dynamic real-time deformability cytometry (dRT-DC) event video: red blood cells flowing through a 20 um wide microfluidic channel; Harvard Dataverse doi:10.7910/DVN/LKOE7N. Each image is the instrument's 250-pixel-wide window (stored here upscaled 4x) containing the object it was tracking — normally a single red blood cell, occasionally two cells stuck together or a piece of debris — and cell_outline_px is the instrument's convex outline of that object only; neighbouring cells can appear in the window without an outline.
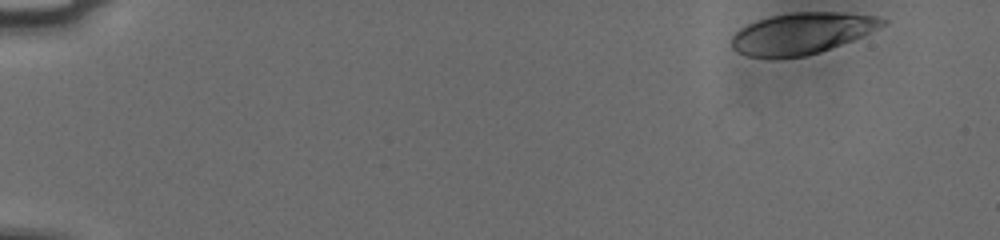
{"species": "human", "species_latin": "Homo sapiens", "temperature_condition": "cold", "stored_images_in_passage": 52, "camera_frame_rate_fps": 3000, "um_per_image_px": 0.085, "donor": {"sex": "male"}, "frame": {"image": 1, "passage_image": 1, "time_ms": 0.0, "image_size_px": [1000, 240], "cell_outline_px": [[888, 24], [852, 40], [820, 52], [804, 56], [748, 56], [736, 52], [732, 48], [732, 36], [740, 28], [756, 20], [788, 12], [836, 12], [876, 16], [888, 20]], "centroid_in_image_um": [68.17, 2.81], "position_along_channel_um": 16.8, "area_um2": 35.89}}
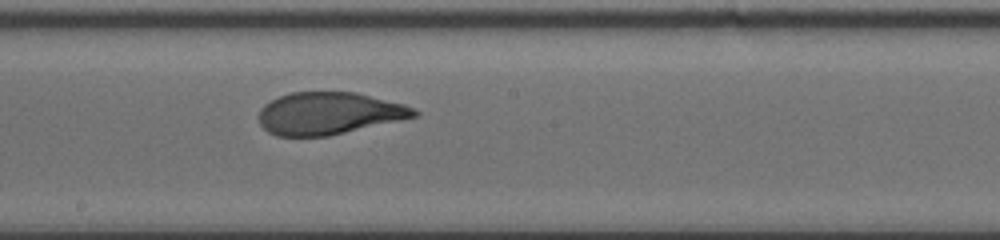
{"frame": {"image": 2, "passage_image": 29, "time_ms": 9.333, "image_size_px": [1000, 240], "cell_outline_px": [[420, 116], [328, 136], [276, 136], [268, 132], [260, 124], [260, 108], [264, 104], [280, 96], [292, 92], [356, 92], [404, 104], [416, 108], [420, 112]], "centroid_in_image_um": [28.0, 9.64], "position_along_channel_um": 220.2, "area_um2": 38.32}}
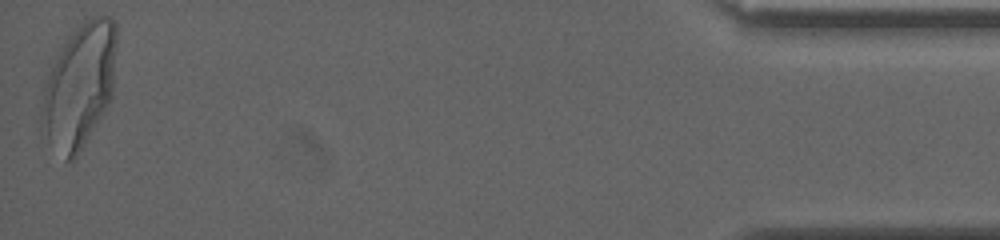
{"frame": {"image": 3, "passage_image": 52, "time_ms": 17.0, "image_size_px": [1000, 240], "cell_outline_px": [[116, 44], [112, 96], [108, 104], [84, 144], [76, 156], [72, 160], [64, 160], [48, 136], [40, 120], [40, 116], [44, 88], [48, 76], [68, 36], [84, 20], [92, 16], [108, 16], [116, 24]], "centroid_in_image_um": [6.78, 7.24], "position_along_channel_um": 428.4, "area_um2": 52.71}, "authors_computed_cell_mechanics": {"area_um2": 38.9572, "velocity_mm_per_s": 3.7633, "shape_relaxation_time_tau1_ms": 5.3078, "shape_relaxation_time_tau2_ms": 0.817, "deformation_change_tau1": 0.2193, "deformation_change_tau2": 0.0673}}